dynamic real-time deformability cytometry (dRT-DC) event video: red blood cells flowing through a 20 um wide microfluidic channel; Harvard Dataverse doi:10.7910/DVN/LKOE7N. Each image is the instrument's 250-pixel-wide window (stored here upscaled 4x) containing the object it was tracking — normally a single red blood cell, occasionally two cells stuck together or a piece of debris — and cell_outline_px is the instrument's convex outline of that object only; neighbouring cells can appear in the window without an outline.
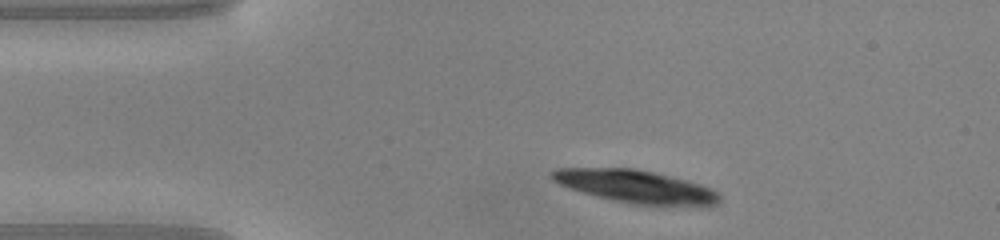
{"species": "common noctule bat (a hibernating species)", "species_latin": "Nyctalus noctula", "temperature_condition": "warm", "stored_images_in_passage": 42, "camera_frame_rate_fps": 3000, "um_per_image_px": 0.085, "animal": {"sex": "male", "body_mass_g": 20.0, "forearm_length_mm": 53.3}, "frame": {"image": 1, "passage_image": 5, "time_ms": 1.333, "image_size_px": [1000, 240], "cell_outline_px": [[704, 196], [628, 196], [608, 192], [564, 180], [560, 176], [604, 172], [636, 172], [652, 176], [692, 188], [704, 192]], "centroid_in_image_um": [53.74, 15.68], "position_along_channel_um": 31.3, "area_um2": 15.66}}